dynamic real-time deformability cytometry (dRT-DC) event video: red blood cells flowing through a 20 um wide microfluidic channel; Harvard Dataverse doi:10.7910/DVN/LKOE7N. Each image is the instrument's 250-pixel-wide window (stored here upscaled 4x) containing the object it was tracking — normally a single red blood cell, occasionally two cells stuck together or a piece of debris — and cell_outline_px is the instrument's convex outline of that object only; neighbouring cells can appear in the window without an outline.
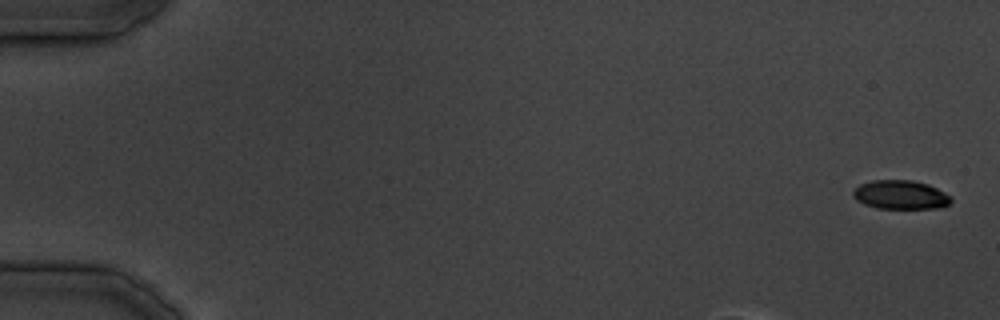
{"species": "common noctule bat (a hibernating species)", "species_latin": "Nyctalus noctula", "temperature_condition": "cold", "stored_images_in_passage": 36, "camera_frame_rate_fps": 3000, "um_per_image_px": 0.085, "animal": {"sex": "male", "body_mass_g": 19.5, "forearm_length_mm": 54.6}, "frame": {"image": 1, "passage_image": 1, "time_ms": 0.0, "image_size_px": [1000, 320], "cell_outline_px": [[952, 200], [948, 204], [940, 208], [876, 208], [864, 204], [856, 200], [852, 196], [852, 192], [860, 184], [872, 180], [912, 180], [928, 184], [952, 196]], "centroid_in_image_um": [76.54, 16.55], "position_along_channel_um": 8.5, "area_um2": 16.53}}
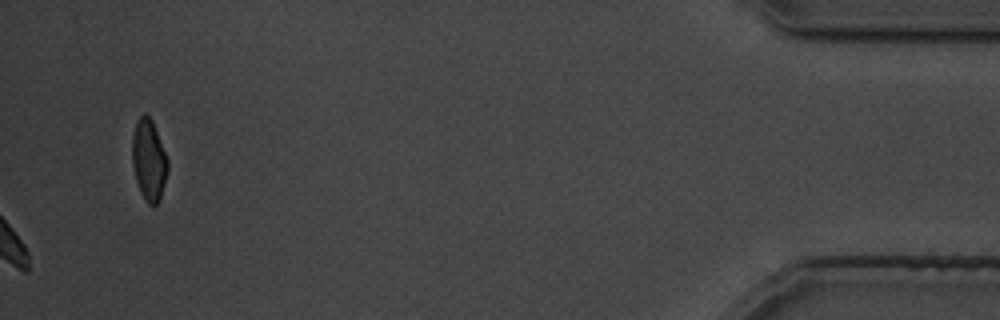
{"frame": {"image": 2, "passage_image": 36, "time_ms": 43.333, "image_size_px": [1000, 320], "cell_outline_px": [[168, 168], [160, 200], [152, 208], [148, 204], [140, 192], [136, 180], [132, 164], [132, 136], [136, 120], [144, 112], [152, 120], [168, 160]], "centroid_in_image_um": [12.64, 13.61], "position_along_channel_um": 422.6, "area_um2": 16.88}}